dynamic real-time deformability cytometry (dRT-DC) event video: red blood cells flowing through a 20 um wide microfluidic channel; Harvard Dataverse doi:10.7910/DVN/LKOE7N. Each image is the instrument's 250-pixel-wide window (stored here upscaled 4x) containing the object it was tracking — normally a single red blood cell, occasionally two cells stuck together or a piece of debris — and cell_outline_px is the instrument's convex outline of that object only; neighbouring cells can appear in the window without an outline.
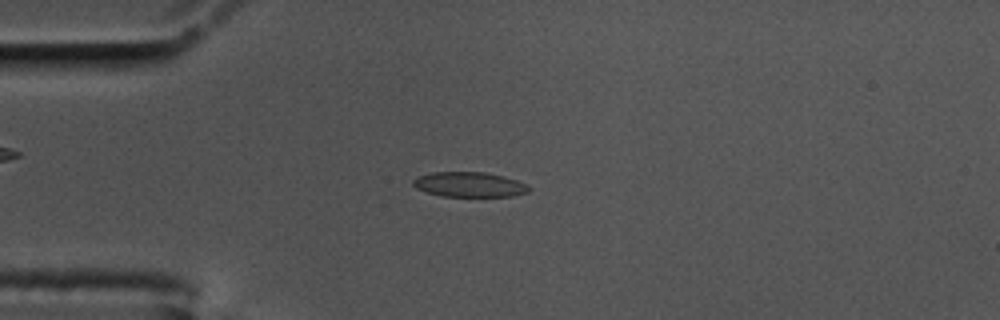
{"species": "common noctule bat (a hibernating species)", "species_latin": "Nyctalus noctula", "temperature_condition": "cold", "stored_images_in_passage": 57, "camera_frame_rate_fps": 3000, "um_per_image_px": 0.085, "animal": {"sex": "male", "body_mass_g": 17.5, "forearm_length_mm": 52.3}, "frame": {"image": 1, "passage_image": 14, "time_ms": 4.333, "image_size_px": [1000, 320], "cell_outline_px": [[532, 188], [528, 192], [512, 196], [440, 196], [416, 188], [412, 184], [412, 180], [416, 176], [432, 172], [484, 172], [516, 180], [528, 184]], "centroid_in_image_um": [39.88, 15.68], "position_along_channel_um": 45.1, "area_um2": 16.82}}
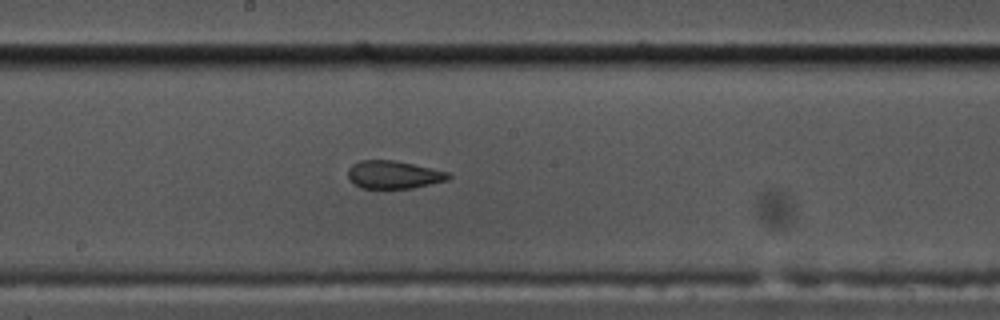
{"frame": {"image": 2, "passage_image": 30, "time_ms": 9.667, "image_size_px": [1000, 320], "cell_outline_px": [[452, 176], [448, 180], [412, 188], [360, 188], [352, 184], [348, 180], [348, 168], [352, 164], [360, 160], [392, 160], [432, 168], [448, 172]], "centroid_in_image_um": [33.42, 14.85], "position_along_channel_um": 214.8, "area_um2": 16.42}}
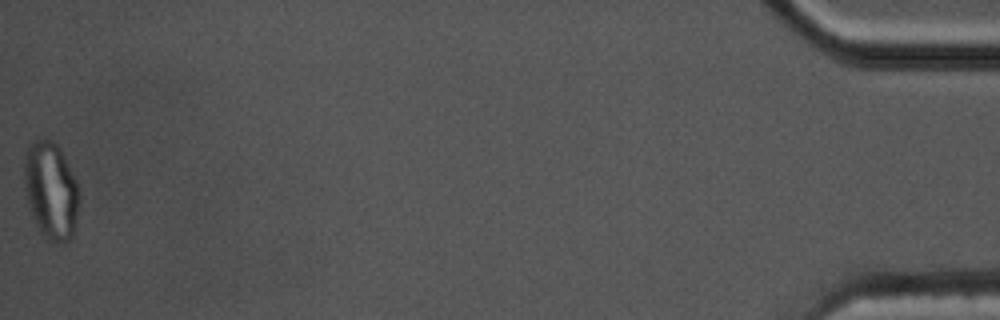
{"frame": {"image": 3, "passage_image": 57, "time_ms": 18.667, "image_size_px": [1000, 320], "cell_outline_px": [[80, 200], [72, 236], [68, 240], [56, 244], [44, 236], [40, 232], [28, 208], [24, 188], [24, 152], [28, 144], [36, 140], [52, 140], [56, 144], [64, 156], [76, 180], [80, 192]], "centroid_in_image_um": [4.31, 16.19], "position_along_channel_um": 430.9, "area_um2": 31.44}, "authors_computed_cell_mechanics": {"area_um2": 17.051, "velocity_mm_per_s": 3.4935, "shape_relaxation_time_tau1_ms": null, "shape_relaxation_time_tau2_ms": 1.2069, "deformation_change_tau1": null, "deformation_change_tau2": 0.0691}}